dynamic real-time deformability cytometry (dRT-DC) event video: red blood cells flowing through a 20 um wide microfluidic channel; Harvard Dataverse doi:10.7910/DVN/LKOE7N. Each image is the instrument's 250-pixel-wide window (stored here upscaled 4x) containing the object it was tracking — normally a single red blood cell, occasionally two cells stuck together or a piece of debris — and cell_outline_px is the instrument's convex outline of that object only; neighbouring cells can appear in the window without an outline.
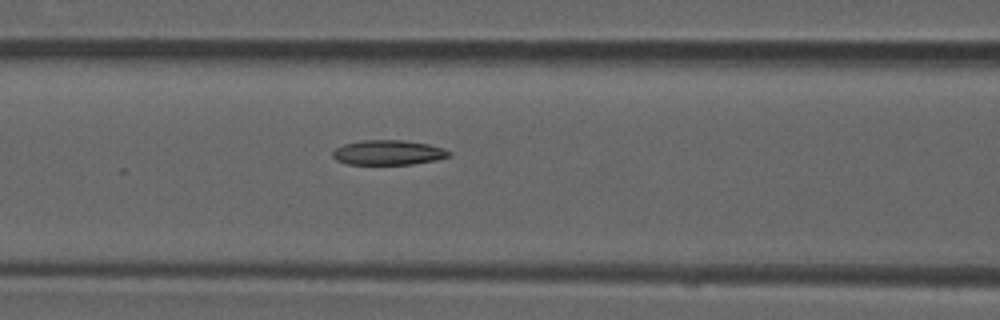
{"species": "common noctule bat (a hibernating species)", "species_latin": "Nyctalus noctula", "temperature_condition": "room temperature", "stored_images_in_passage": 22, "camera_frame_rate_fps": 3000, "um_per_image_px": 0.085, "animal": {"sex": "male", "forearm_length_mm": 52.5}, "frame": {"image": 1, "passage_image": 22, "time_ms": 7.0, "image_size_px": [1000, 320], "cell_outline_px": [[452, 156], [436, 160], [412, 164], [348, 164], [336, 160], [332, 156], [332, 152], [336, 148], [344, 144], [364, 140], [404, 140], [428, 144], [444, 148], [452, 152]], "centroid_in_image_um": [33.04, 12.96], "position_along_channel_um": 133.6, "area_um2": 16.88}}